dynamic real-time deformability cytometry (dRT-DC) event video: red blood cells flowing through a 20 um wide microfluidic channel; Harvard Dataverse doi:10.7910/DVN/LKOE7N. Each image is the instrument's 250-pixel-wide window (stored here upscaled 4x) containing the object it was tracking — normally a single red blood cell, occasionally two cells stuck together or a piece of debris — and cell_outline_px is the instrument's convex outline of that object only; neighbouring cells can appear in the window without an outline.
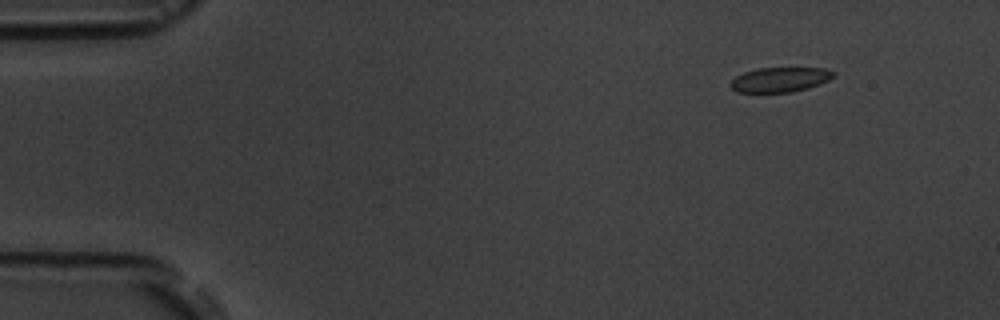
{"species": "common noctule bat (a hibernating species)", "species_latin": "Nyctalus noctula", "temperature_condition": "room temperature", "stored_images_in_passage": 5, "camera_frame_rate_fps": 3000, "um_per_image_px": 0.085, "animal": {"sex": "male", "body_mass_g": 19.5, "forearm_length_mm": 54.6}, "frame": {"image": 1, "passage_image": 2, "time_ms": 1.0, "image_size_px": [1000, 320], "cell_outline_px": [[832, 76], [828, 80], [820, 84], [808, 88], [792, 92], [736, 92], [728, 84], [736, 76], [744, 72], [756, 68], [824, 68], [832, 72]], "centroid_in_image_um": [66.24, 6.77], "position_along_channel_um": 18.8, "area_um2": 14.74}}
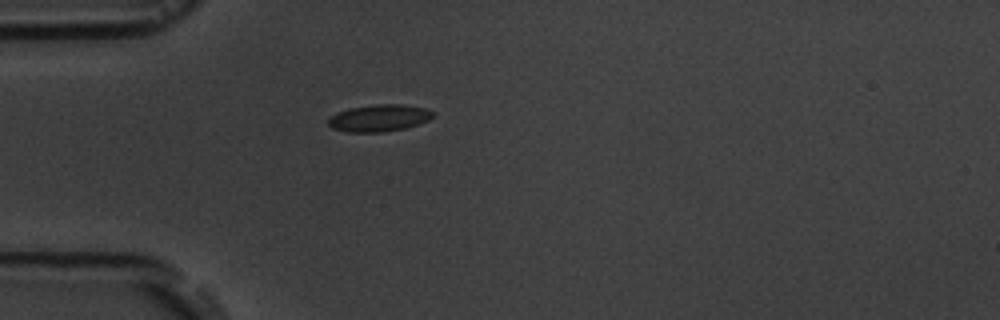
{"frame": {"image": 2, "passage_image": 5, "time_ms": 4.333, "image_size_px": [1000, 320], "cell_outline_px": [[432, 116], [428, 120], [404, 128], [384, 132], [344, 132], [332, 128], [328, 124], [328, 120], [336, 112], [352, 108], [376, 104], [400, 104], [424, 108], [432, 112]], "centroid_in_image_um": [32.17, 10.04], "position_along_channel_um": 52.8, "area_um2": 16.18}}